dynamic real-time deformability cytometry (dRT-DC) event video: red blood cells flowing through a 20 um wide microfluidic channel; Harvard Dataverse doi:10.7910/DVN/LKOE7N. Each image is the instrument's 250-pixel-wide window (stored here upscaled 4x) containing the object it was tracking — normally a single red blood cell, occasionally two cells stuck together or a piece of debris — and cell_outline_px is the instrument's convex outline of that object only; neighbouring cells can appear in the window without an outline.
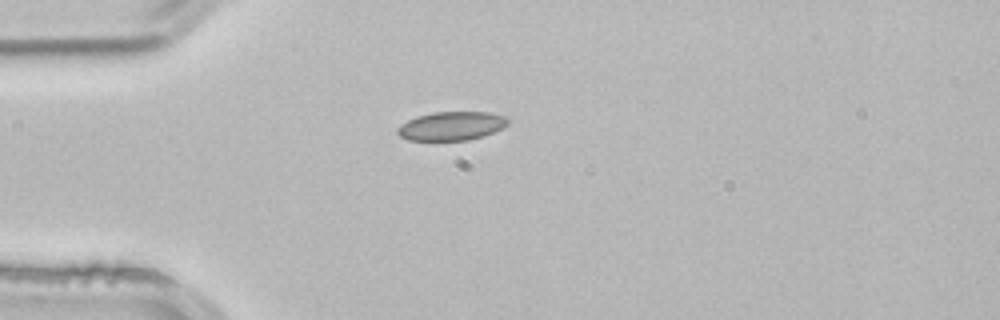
{"species": "common noctule bat (a hibernating species)", "species_latin": "Nyctalus noctula", "temperature_condition": "room temperature", "stored_images_in_passage": 1, "camera_frame_rate_fps": 3000, "um_per_image_px": 0.085, "animal": {"sex": "male", "body_mass_g": 21.5, "forearm_length_mm": 52.0}, "frame": {"image": 1, "passage_image": 1, "time_ms": 0.0, "image_size_px": [1000, 320], "cell_outline_px": [[508, 124], [484, 136], [468, 140], [408, 140], [400, 136], [396, 132], [396, 128], [400, 124], [416, 116], [432, 112], [488, 112], [504, 116], [508, 120]], "centroid_in_image_um": [38.32, 10.7], "position_along_channel_um": 46.7, "area_um2": 18.44}}